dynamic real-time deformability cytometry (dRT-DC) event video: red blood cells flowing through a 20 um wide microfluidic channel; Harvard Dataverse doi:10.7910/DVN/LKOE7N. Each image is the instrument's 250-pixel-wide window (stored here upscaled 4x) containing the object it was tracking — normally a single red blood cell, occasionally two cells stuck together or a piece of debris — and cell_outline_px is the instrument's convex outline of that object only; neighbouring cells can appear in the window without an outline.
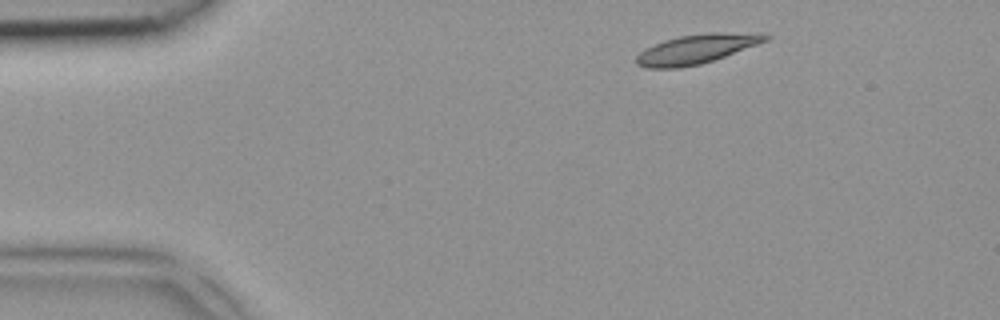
{"species": "common noctule bat (a hibernating species)", "species_latin": "Nyctalus noctula", "temperature_condition": "room temperature", "stored_images_in_passage": 3, "camera_frame_rate_fps": 3000, "um_per_image_px": 0.085, "animal": {"sex": "female", "body_mass_g": 18.4}, "frame": {"image": 1, "passage_image": 1, "time_ms": 0.0, "image_size_px": [1000, 320], "cell_outline_px": [[772, 36], [768, 40], [724, 56], [700, 64], [676, 68], [644, 68], [636, 64], [636, 56], [644, 48], [664, 40], [680, 36], [712, 32], [764, 32]], "centroid_in_image_um": [59.22, 4.15], "position_along_channel_um": 25.8, "area_um2": 22.14}}
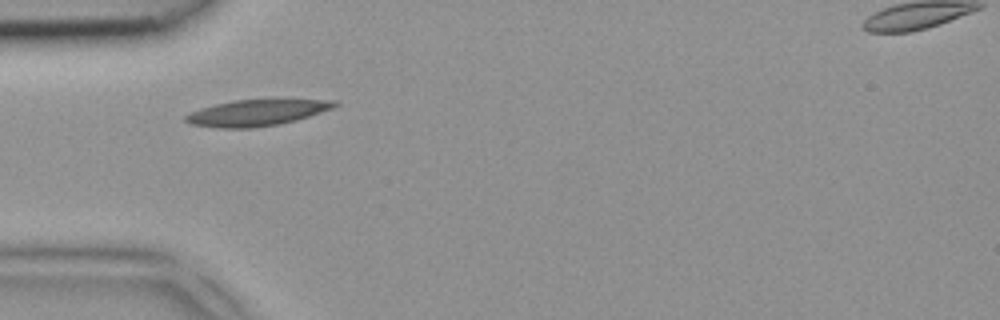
{"frame": {"image": 2, "passage_image": 3, "time_ms": 0.667, "image_size_px": [1000, 320], "cell_outline_px": [[340, 104], [332, 108], [296, 120], [280, 124], [252, 128], [220, 128], [192, 124], [184, 120], [184, 116], [200, 108], [232, 100], [276, 96], [340, 100]], "centroid_in_image_um": [21.96, 9.51], "position_along_channel_um": 63.0, "area_um2": 24.04}}